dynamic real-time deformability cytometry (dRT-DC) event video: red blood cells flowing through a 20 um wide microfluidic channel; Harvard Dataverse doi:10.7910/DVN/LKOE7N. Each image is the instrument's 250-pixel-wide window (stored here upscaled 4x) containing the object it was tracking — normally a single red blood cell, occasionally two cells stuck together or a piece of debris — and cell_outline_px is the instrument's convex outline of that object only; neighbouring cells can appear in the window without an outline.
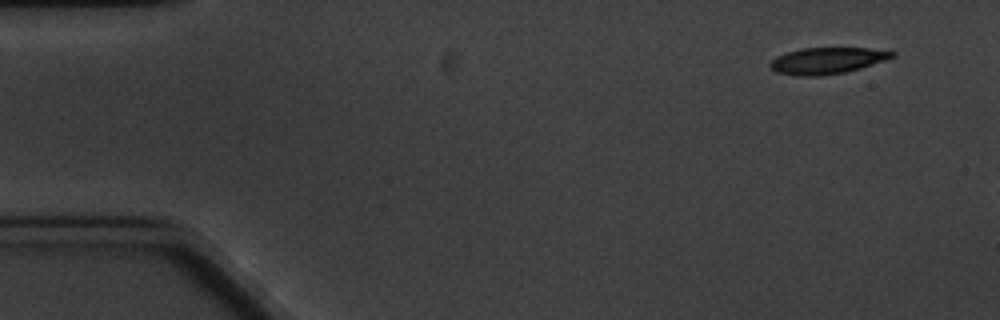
{"species": "common noctule bat (a hibernating species)", "species_latin": "Nyctalus noctula", "temperature_condition": "cold", "stored_images_in_passage": 3, "camera_frame_rate_fps": 3000, "um_per_image_px": 0.085, "animal": {"sex": "male", "body_mass_g": 20.1, "forearm_length_mm": 53.5}, "frame": {"image": 1, "passage_image": 1, "time_ms": 0.0, "image_size_px": [1000, 320], "cell_outline_px": [[896, 56], [860, 68], [844, 72], [820, 76], [796, 76], [776, 72], [768, 68], [768, 64], [776, 56], [788, 52], [804, 48], [868, 48], [896, 52]], "centroid_in_image_um": [70.26, 5.16], "position_along_channel_um": 14.7, "area_um2": 18.73}}